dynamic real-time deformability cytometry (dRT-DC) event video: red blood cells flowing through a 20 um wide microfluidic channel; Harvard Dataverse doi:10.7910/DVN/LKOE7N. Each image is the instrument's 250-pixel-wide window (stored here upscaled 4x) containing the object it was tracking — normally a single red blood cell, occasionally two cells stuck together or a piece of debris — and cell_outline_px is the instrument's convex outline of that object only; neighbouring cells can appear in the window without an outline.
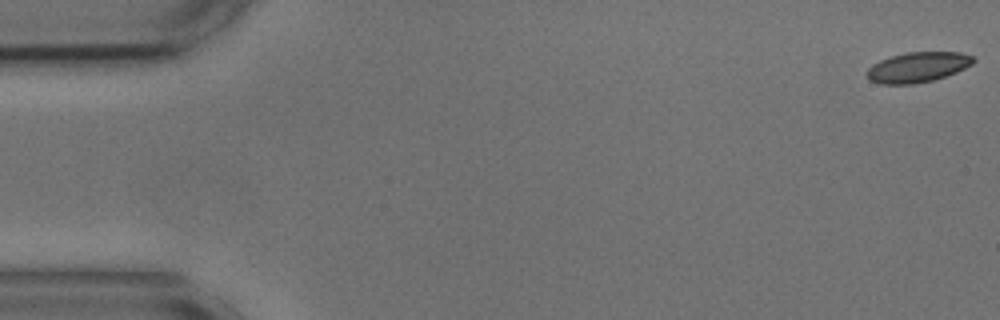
{"species": "common noctule bat (a hibernating species)", "species_latin": "Nyctalus noctula", "temperature_condition": "cold", "stored_images_in_passage": 44, "camera_frame_rate_fps": 3000, "um_per_image_px": 0.085, "animal": {"sex": "male", "body_mass_g": 17.9, "forearm_length_mm": 54.2}, "frame": {"image": 1, "passage_image": 1, "time_ms": 0.0, "image_size_px": [1000, 320], "cell_outline_px": [[976, 60], [972, 64], [956, 72], [932, 80], [912, 84], [880, 84], [868, 80], [868, 68], [872, 64], [880, 60], [892, 56], [908, 52], [960, 52], [976, 56]], "centroid_in_image_um": [78.02, 5.7], "position_along_channel_um": 7.0, "area_um2": 18.67}}
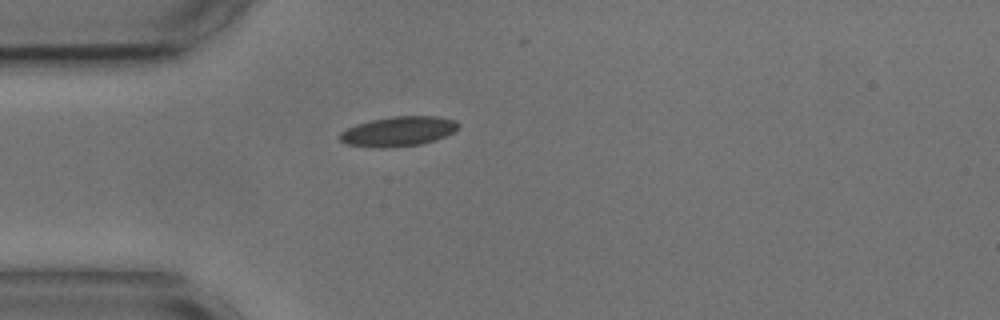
{"frame": {"image": 2, "passage_image": 15, "time_ms": 4.667, "image_size_px": [1000, 320], "cell_outline_px": [[460, 124], [452, 132], [436, 140], [420, 144], [384, 148], [380, 148], [348, 144], [340, 140], [340, 132], [356, 124], [372, 120], [392, 116], [436, 116], [456, 120]], "centroid_in_image_um": [33.87, 11.16], "position_along_channel_um": 51.1, "area_um2": 20.35}}